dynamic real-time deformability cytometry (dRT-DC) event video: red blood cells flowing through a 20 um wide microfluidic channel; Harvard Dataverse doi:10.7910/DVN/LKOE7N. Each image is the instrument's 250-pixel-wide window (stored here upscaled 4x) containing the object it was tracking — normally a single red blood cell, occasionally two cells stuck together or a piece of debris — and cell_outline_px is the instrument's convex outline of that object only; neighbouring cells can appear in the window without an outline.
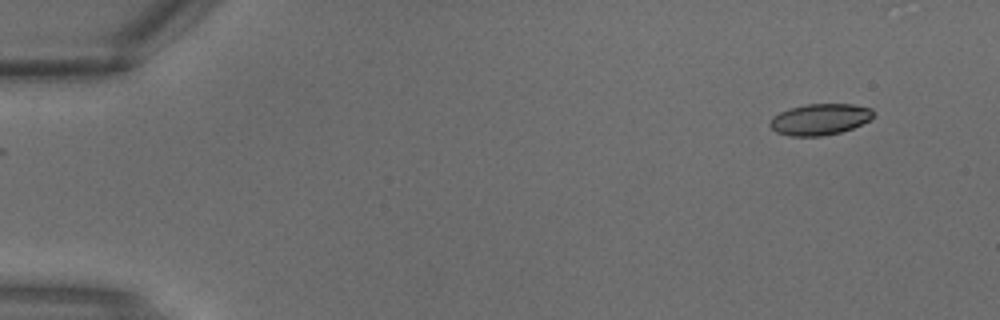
{"species": "common noctule bat (a hibernating species)", "species_latin": "Nyctalus noctula", "temperature_condition": "warm", "stored_images_in_passage": 3, "camera_frame_rate_fps": 3000, "um_per_image_px": 0.085, "animal": {"sex": "male", "body_mass_g": 18.8}, "frame": {"image": 1, "passage_image": 1, "time_ms": 0.0, "image_size_px": [1000, 320], "cell_outline_px": [[872, 116], [868, 120], [852, 128], [840, 132], [820, 136], [792, 136], [776, 132], [768, 124], [772, 116], [788, 108], [804, 104], [852, 104], [872, 108]], "centroid_in_image_um": [69.63, 10.13], "position_along_channel_um": 15.4, "area_um2": 18.73}}
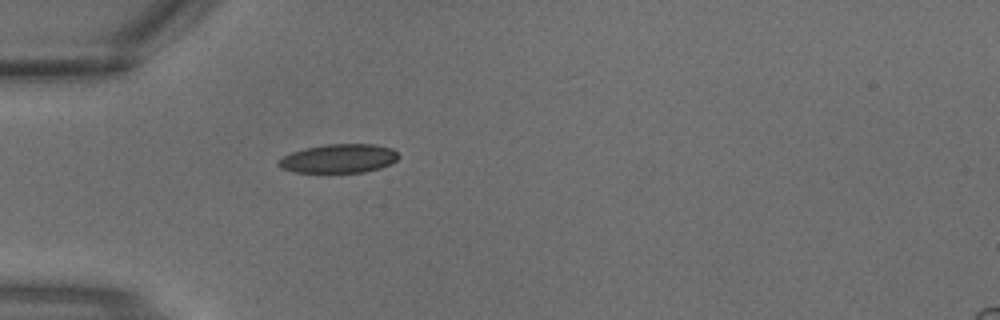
{"frame": {"image": 2, "passage_image": 3, "time_ms": 0.667, "image_size_px": [1000, 320], "cell_outline_px": [[400, 156], [392, 164], [380, 168], [364, 172], [292, 172], [280, 168], [276, 164], [284, 156], [292, 152], [304, 148], [324, 144], [376, 144], [392, 148]], "centroid_in_image_um": [28.81, 13.47], "position_along_channel_um": 56.2, "area_um2": 20.29}}